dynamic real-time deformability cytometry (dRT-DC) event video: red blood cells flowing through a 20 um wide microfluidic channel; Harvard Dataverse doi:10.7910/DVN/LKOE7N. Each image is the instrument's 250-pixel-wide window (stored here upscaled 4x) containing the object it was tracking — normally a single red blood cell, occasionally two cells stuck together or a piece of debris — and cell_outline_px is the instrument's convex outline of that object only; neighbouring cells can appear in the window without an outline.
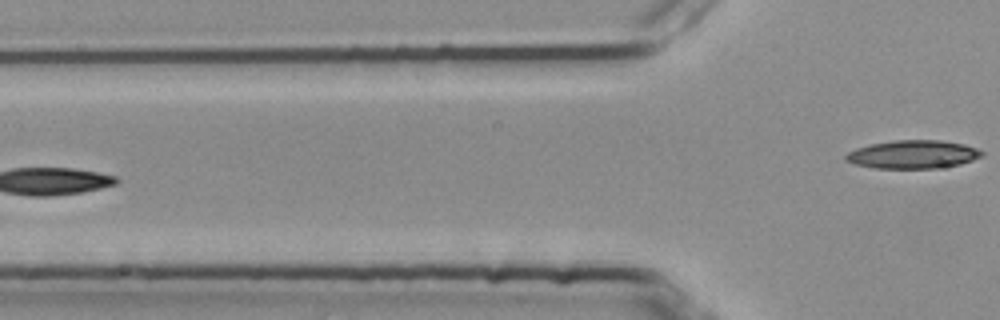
{"species": "common noctule bat (a hibernating species)", "species_latin": "Nyctalus noctula", "temperature_condition": "room temperature", "stored_images_in_passage": 4, "camera_frame_rate_fps": 3000, "um_per_image_px": 0.085, "animal": {"sex": "female", "body_mass_g": 25.1}, "frame": {"image": 1, "passage_image": 4, "time_ms": 1.0, "image_size_px": [1000, 320], "cell_outline_px": [[984, 156], [960, 164], [936, 168], [876, 168], [856, 164], [844, 160], [844, 156], [848, 152], [856, 148], [872, 144], [892, 140], [940, 140], [964, 144], [980, 148], [984, 152]], "centroid_in_image_um": [77.64, 13.11], "position_along_channel_um": 48.2, "area_um2": 22.48}}